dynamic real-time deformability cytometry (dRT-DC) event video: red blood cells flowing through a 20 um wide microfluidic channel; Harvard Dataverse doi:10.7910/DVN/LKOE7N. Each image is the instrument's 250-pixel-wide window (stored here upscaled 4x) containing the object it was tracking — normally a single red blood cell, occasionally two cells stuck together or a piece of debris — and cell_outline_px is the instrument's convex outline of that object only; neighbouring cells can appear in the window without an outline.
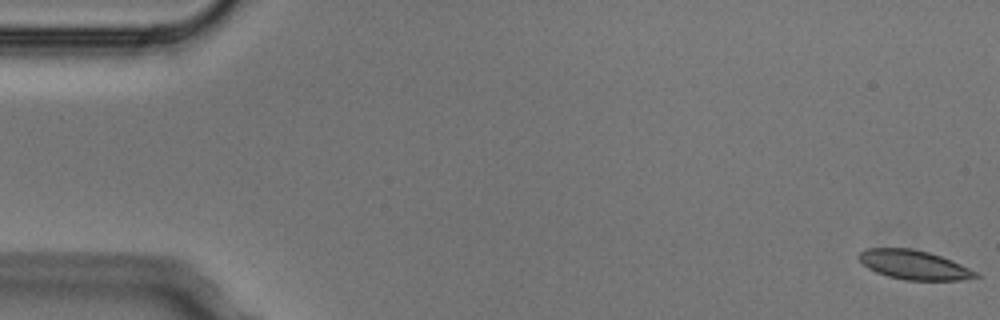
{"species": "Egyptian fruit bat (a non-hibernating species)", "species_latin": "Rousettus aegyptiacus", "temperature_condition": "cold", "stored_images_in_passage": 3, "camera_frame_rate_fps": 3000, "um_per_image_px": 0.085, "animal": {"sex": "male"}, "frame": {"image": 1, "passage_image": 1, "time_ms": 0.0, "image_size_px": [1000, 320], "cell_outline_px": [[980, 276], [960, 280], [904, 280], [888, 276], [876, 272], [868, 268], [856, 256], [860, 252], [868, 248], [912, 248], [928, 252], [952, 260], [976, 272]], "centroid_in_image_um": [77.66, 22.51], "position_along_channel_um": 7.3, "area_um2": 19.71}}